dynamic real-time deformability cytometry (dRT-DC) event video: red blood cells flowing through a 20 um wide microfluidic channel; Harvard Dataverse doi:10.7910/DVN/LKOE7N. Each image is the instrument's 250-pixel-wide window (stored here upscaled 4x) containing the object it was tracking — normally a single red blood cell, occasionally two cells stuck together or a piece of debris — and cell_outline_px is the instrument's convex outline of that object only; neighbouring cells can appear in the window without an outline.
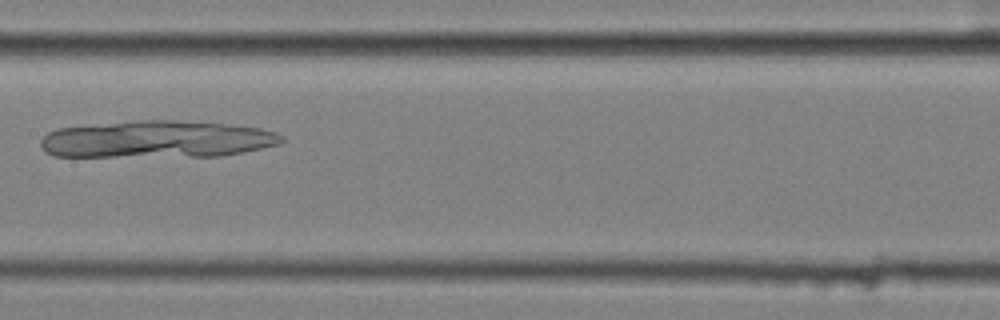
{"species": "common noctule bat (a hibernating species)", "species_latin": "Nyctalus noctula", "temperature_condition": "cold", "stored_images_in_passage": 7, "camera_frame_rate_fps": 3000, "um_per_image_px": 0.085, "animal": {"sex": "female", "body_mass_g": 25.1}, "frame": {"image": 1, "passage_image": 4, "time_ms": 1.0, "image_size_px": [1000, 320], "cell_outline_px": [[284, 140], [280, 144], [220, 156], [56, 156], [44, 152], [40, 144], [40, 140], [48, 132], [60, 128], [136, 120], [176, 120], [224, 124], [260, 128], [276, 132], [284, 136]], "centroid_in_image_um": [13.34, 11.84], "position_along_channel_um": 194.1, "area_um2": 51.85}}
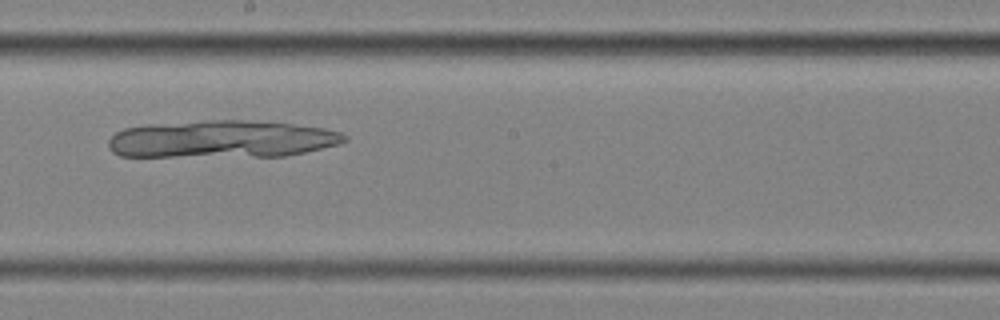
{"frame": {"image": 2, "passage_image": 5, "time_ms": 1.333, "image_size_px": [1000, 320], "cell_outline_px": [[348, 140], [340, 144], [304, 152], [284, 156], [120, 156], [112, 152], [108, 148], [108, 140], [116, 132], [124, 128], [148, 124], [212, 120], [244, 120], [292, 124], [324, 128], [340, 132], [348, 136]], "centroid_in_image_um": [18.85, 11.82], "position_along_channel_um": 229.4, "area_um2": 51.44}}
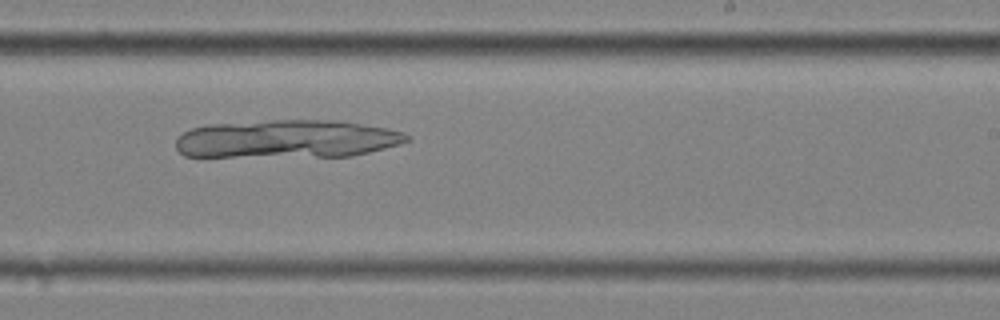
{"frame": {"image": 3, "passage_image": 6, "time_ms": 1.667, "image_size_px": [1000, 320], "cell_outline_px": [[412, 140], [400, 144], [352, 156], [184, 156], [176, 148], [176, 140], [184, 132], [192, 128], [212, 124], [272, 120], [324, 120], [360, 124], [388, 128], [404, 132], [412, 136]], "centroid_in_image_um": [24.43, 11.81], "position_along_channel_um": 264.6, "area_um2": 50.92}}